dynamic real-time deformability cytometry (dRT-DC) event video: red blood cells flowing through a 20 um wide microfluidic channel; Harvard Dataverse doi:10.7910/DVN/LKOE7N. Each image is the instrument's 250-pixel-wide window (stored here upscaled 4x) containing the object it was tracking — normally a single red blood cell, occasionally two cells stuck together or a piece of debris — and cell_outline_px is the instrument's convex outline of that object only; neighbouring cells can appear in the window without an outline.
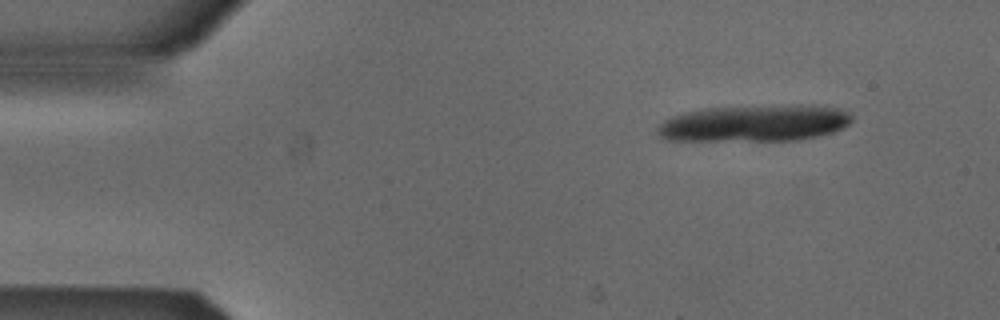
{"species": "Egyptian fruit bat (a non-hibernating species)", "species_latin": "Rousettus aegyptiacus", "temperature_condition": "cold", "stored_images_in_passage": 4, "camera_frame_rate_fps": 3000, "um_per_image_px": 0.085, "animal": {"sex": "male"}, "frame": {"image": 1, "passage_image": 1, "time_ms": 0.0, "image_size_px": [1000, 320], "cell_outline_px": [[852, 120], [848, 124], [832, 132], [816, 136], [796, 140], [668, 140], [660, 136], [656, 132], [656, 128], [664, 120], [672, 116], [684, 112], [704, 108], [792, 104], [816, 104], [836, 108], [848, 112], [852, 116]], "centroid_in_image_um": [64.13, 10.45], "position_along_channel_um": 20.9, "area_um2": 41.73}}
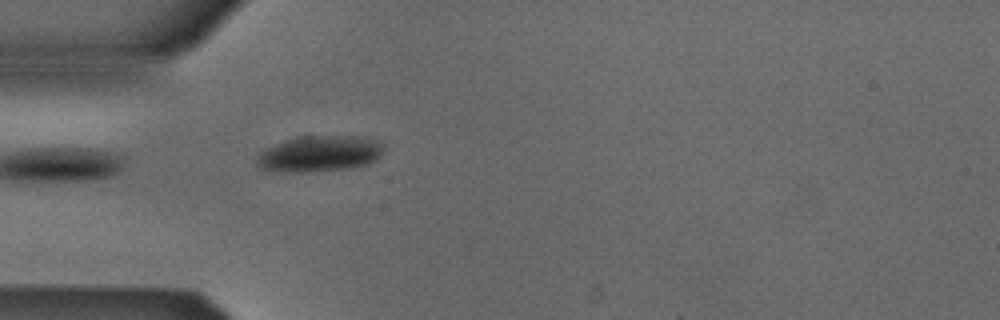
{"frame": {"image": 2, "passage_image": 4, "time_ms": 1.0, "image_size_px": [1000, 320], "cell_outline_px": [[384, 144], [380, 156], [376, 160], [368, 164], [348, 168], [308, 172], [280, 172], [260, 168], [256, 164], [256, 160], [260, 152], [264, 148], [300, 136], [356, 136], [376, 140]], "centroid_in_image_um": [27.15, 13.07], "position_along_channel_um": 57.9, "area_um2": 26.59}}